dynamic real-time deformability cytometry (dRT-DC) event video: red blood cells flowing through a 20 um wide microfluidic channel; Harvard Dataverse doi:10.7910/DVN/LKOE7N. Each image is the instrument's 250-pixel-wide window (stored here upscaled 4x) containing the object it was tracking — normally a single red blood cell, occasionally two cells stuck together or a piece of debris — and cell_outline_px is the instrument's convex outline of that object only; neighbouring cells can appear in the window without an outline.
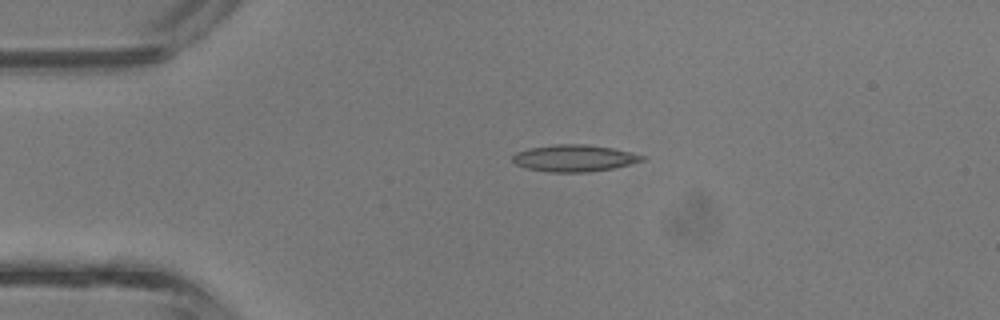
{"species": "common noctule bat (a hibernating species)", "species_latin": "Nyctalus noctula", "temperature_condition": "room temperature", "stored_images_in_passage": 4, "camera_frame_rate_fps": 3000, "um_per_image_px": 0.085, "animal": {"sex": "male", "body_mass_g": 13.3}, "frame": {"image": 1, "passage_image": 2, "time_ms": 0.333, "image_size_px": [1000, 320], "cell_outline_px": [[644, 160], [632, 164], [612, 168], [588, 172], [548, 172], [524, 168], [516, 164], [512, 160], [512, 156], [516, 152], [528, 148], [556, 144], [584, 144], [612, 148], [644, 156]], "centroid_in_image_um": [48.76, 13.45], "position_along_channel_um": 36.2, "area_um2": 20.17}}
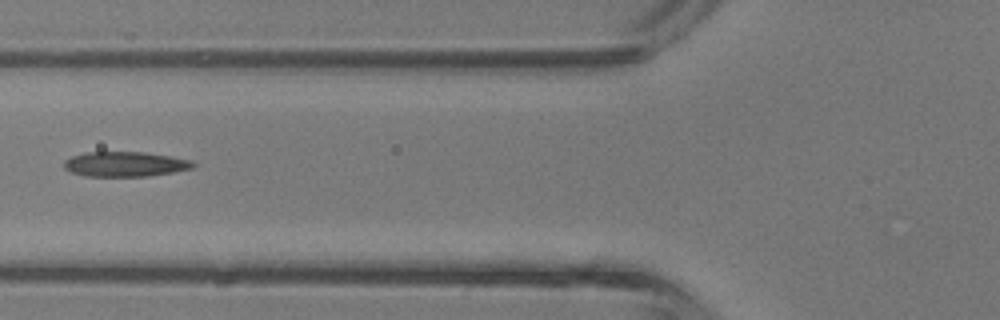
{"frame": {"image": 2, "passage_image": 4, "time_ms": 1.0, "image_size_px": [1000, 320], "cell_outline_px": [[196, 164], [192, 168], [172, 172], [148, 176], [84, 176], [72, 172], [64, 168], [64, 160], [72, 156], [88, 152], [144, 152], [168, 156], [188, 160]], "centroid_in_image_um": [10.59, 13.95], "position_along_channel_um": 115.2, "area_um2": 18.5}}